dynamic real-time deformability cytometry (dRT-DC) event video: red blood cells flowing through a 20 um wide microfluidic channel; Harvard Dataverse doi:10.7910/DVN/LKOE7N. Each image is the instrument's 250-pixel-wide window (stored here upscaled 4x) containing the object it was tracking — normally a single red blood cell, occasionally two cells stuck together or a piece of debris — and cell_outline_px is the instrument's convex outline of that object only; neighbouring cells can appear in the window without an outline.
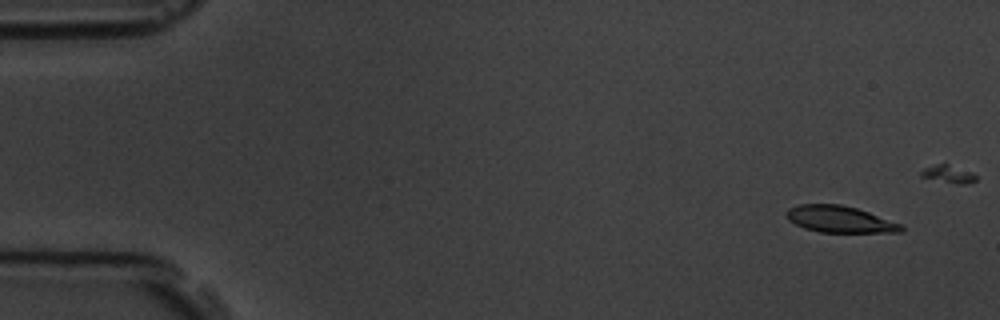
{"species": "common noctule bat (a hibernating species)", "species_latin": "Nyctalus noctula", "temperature_condition": "room temperature", "stored_images_in_passage": 6, "camera_frame_rate_fps": 3000, "um_per_image_px": 0.085, "animal": {"sex": "male", "body_mass_g": 19.5, "forearm_length_mm": 54.6}, "frame": {"image": 1, "passage_image": 2, "time_ms": 1.0, "image_size_px": [1000, 320], "cell_outline_px": [[904, 232], [820, 232], [804, 228], [788, 220], [788, 208], [800, 204], [840, 204], [856, 208], [904, 224]], "centroid_in_image_um": [71.43, 18.64], "position_along_channel_um": 13.6, "area_um2": 17.74}}
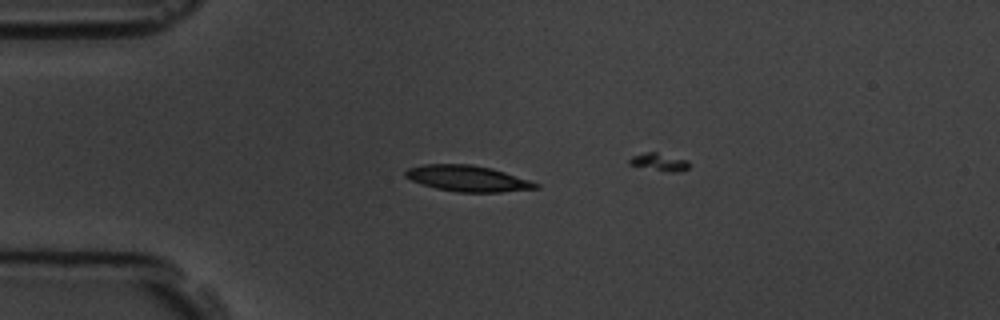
{"frame": {"image": 2, "passage_image": 5, "time_ms": 4.667, "image_size_px": [1000, 320], "cell_outline_px": [[540, 188], [500, 192], [460, 192], [436, 188], [412, 180], [404, 176], [404, 172], [408, 168], [424, 164], [472, 164], [492, 168], [540, 184]], "centroid_in_image_um": [39.75, 15.16], "position_along_channel_um": 45.2, "area_um2": 19.54}}